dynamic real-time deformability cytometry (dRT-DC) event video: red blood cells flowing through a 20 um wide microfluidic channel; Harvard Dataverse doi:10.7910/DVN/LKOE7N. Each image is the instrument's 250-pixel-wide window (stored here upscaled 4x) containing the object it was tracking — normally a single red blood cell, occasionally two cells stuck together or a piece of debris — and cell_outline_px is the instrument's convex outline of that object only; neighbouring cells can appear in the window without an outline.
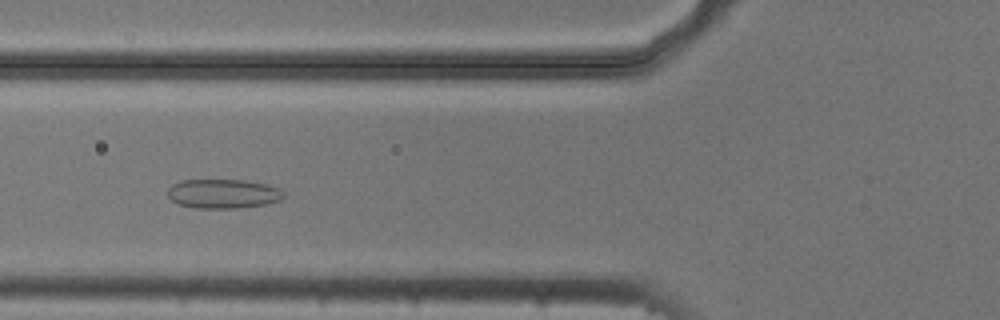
{"species": "common noctule bat (a hibernating species)", "species_latin": "Nyctalus noctula", "temperature_condition": "cold", "stored_images_in_passage": 53, "camera_frame_rate_fps": 3000, "um_per_image_px": 0.085, "animal": {"sex": "male", "body_mass_g": 20.5, "forearm_length_mm": 52.5}, "frame": {"image": 1, "passage_image": 19, "time_ms": 6.0, "image_size_px": [1000, 320], "cell_outline_px": [[284, 196], [280, 200], [264, 204], [240, 208], [196, 208], [176, 204], [168, 196], [168, 188], [172, 184], [180, 180], [244, 180], [268, 184], [280, 188], [284, 192]], "centroid_in_image_um": [18.96, 16.46], "position_along_channel_um": 106.8, "area_um2": 19.94}}
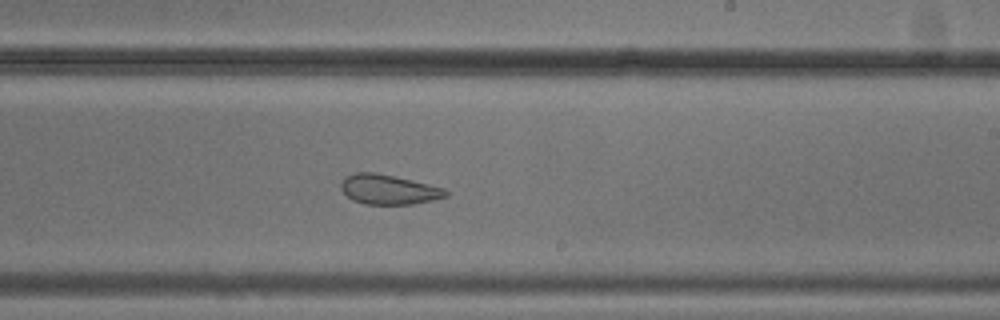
{"frame": {"image": 2, "passage_image": 31, "time_ms": 10.0, "image_size_px": [1000, 320], "cell_outline_px": [[448, 196], [432, 200], [412, 204], [364, 204], [352, 200], [340, 188], [340, 184], [344, 176], [356, 172], [372, 172], [392, 176], [428, 184], [444, 188], [448, 192]], "centroid_in_image_um": [33.0, 16.11], "position_along_channel_um": 256.0, "area_um2": 18.03}}
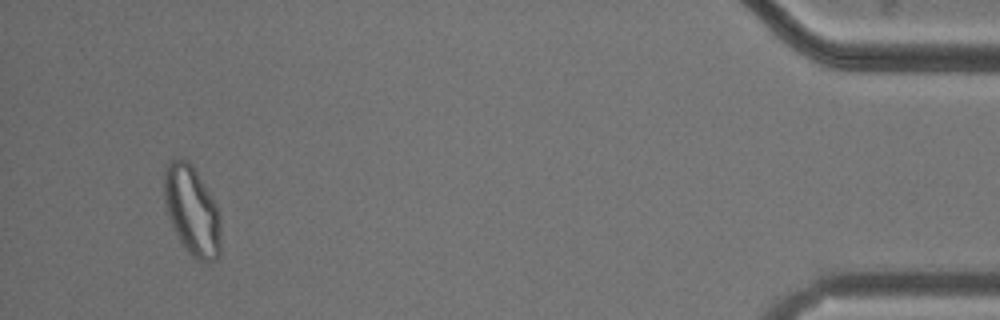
{"frame": {"image": 3, "passage_image": 50, "time_ms": 16.333, "image_size_px": [1000, 320], "cell_outline_px": [[220, 256], [216, 260], [204, 264], [196, 260], [188, 252], [176, 236], [172, 228], [168, 216], [164, 200], [164, 168], [172, 160], [180, 156], [184, 156], [192, 164], [216, 204], [220, 216]], "centroid_in_image_um": [16.31, 17.92], "position_along_channel_um": 418.9, "area_um2": 30.06}, "authors_computed_cell_mechanics": {"area_um2": 25.721, "velocity_mm_per_s": 3.7157, "shape_relaxation_time_tau1_ms": null, "shape_relaxation_time_tau2_ms": 1.5812, "deformation_change_tau1": null, "deformation_change_tau2": 0.0794}}